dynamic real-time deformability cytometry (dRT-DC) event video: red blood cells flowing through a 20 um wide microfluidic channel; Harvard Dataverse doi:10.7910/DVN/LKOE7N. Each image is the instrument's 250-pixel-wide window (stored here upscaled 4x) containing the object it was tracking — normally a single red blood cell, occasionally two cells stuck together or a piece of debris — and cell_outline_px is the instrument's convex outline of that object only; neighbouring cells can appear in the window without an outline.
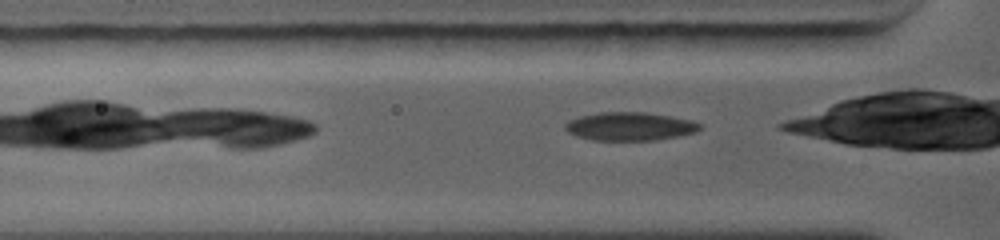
{"species": "common noctule bat (a hibernating species)", "species_latin": "Nyctalus noctula", "temperature_condition": "warm", "stored_images_in_passage": 37, "camera_frame_rate_fps": 5000, "um_per_image_px": 0.085, "animal": {"sex": "female", "body_mass_g": 19.0, "forearm_length_mm": 56.7}, "frame": {"image": 1, "passage_image": 3, "time_ms": 0.4, "image_size_px": [1000, 240], "cell_outline_px": [[700, 124], [696, 128], [688, 132], [664, 136], [624, 140], [608, 140], [588, 136], [572, 132], [564, 124], [580, 116], [596, 112], [648, 112], [672, 116], [692, 120]], "centroid_in_image_um": [53.5, 10.66], "position_along_channel_um": 72.3, "area_um2": 20.29}}
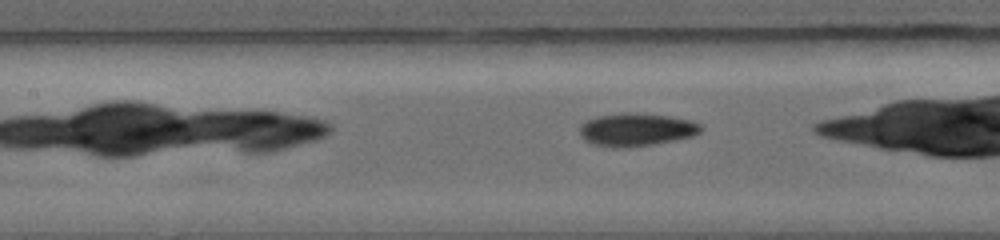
{"frame": {"image": 2, "passage_image": 13, "time_ms": 2.2, "image_size_px": [1000, 240], "cell_outline_px": [[700, 128], [696, 132], [680, 136], [656, 140], [624, 144], [596, 140], [588, 136], [580, 128], [592, 116], [616, 112], [644, 112], [672, 116], [692, 120], [700, 124]], "centroid_in_image_um": [54.15, 10.81], "position_along_channel_um": 153.3, "area_um2": 20.17}}
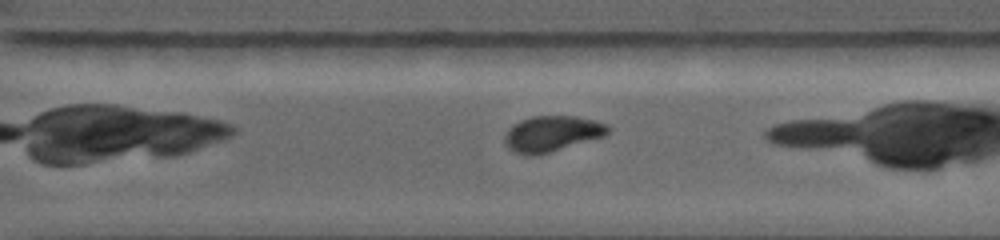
{"frame": {"image": 3, "passage_image": 27, "time_ms": 6.0, "image_size_px": [1000, 240], "cell_outline_px": [[612, 128], [604, 136], [548, 152], [520, 152], [512, 148], [508, 144], [508, 128], [512, 124], [520, 120], [532, 116], [576, 116], [596, 120], [608, 124]], "centroid_in_image_um": [47.05, 11.28], "position_along_channel_um": 323.6, "area_um2": 20.46}}